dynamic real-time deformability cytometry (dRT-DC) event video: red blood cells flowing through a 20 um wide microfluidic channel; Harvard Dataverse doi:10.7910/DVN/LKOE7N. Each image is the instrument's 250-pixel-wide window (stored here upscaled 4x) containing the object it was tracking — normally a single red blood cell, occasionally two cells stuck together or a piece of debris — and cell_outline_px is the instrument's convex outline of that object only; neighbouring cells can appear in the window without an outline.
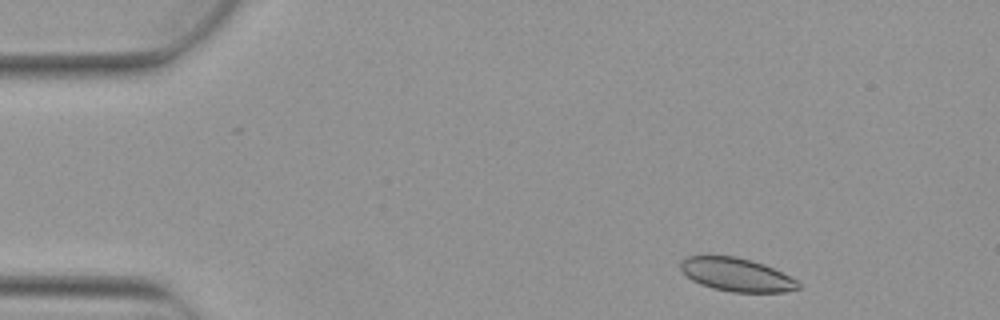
{"species": "Egyptian fruit bat (a non-hibernating species)", "species_latin": "Rousettus aegyptiacus", "temperature_condition": "warm", "stored_images_in_passage": 4, "camera_frame_rate_fps": 3000, "um_per_image_px": 0.085, "animal": {"sex": "female"}, "frame": {"image": 1, "passage_image": 1, "time_ms": 0.0, "image_size_px": [1000, 320], "cell_outline_px": [[800, 288], [784, 292], [732, 292], [712, 288], [700, 284], [692, 280], [680, 268], [680, 260], [688, 256], [736, 256], [752, 260], [764, 264], [796, 280], [800, 284]], "centroid_in_image_um": [62.59, 23.34], "position_along_channel_um": 22.4, "area_um2": 22.72}}